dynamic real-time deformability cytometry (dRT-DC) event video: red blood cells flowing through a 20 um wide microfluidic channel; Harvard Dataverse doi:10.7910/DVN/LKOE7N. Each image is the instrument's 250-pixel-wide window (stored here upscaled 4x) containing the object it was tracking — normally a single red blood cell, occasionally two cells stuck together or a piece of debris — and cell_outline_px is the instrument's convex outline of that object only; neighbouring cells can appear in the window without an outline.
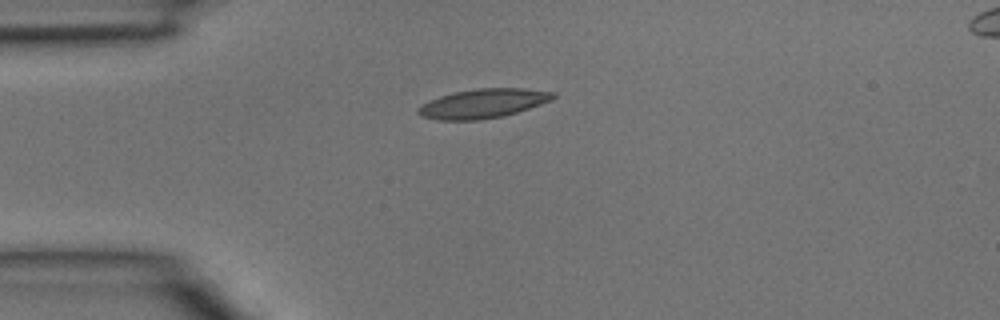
{"species": "common noctule bat (a hibernating species)", "species_latin": "Nyctalus noctula", "temperature_condition": "room temperature", "stored_images_in_passage": 2, "camera_frame_rate_fps": 3000, "um_per_image_px": 0.085, "animal": {"sex": "male", "body_mass_g": 15.6}, "frame": {"image": 1, "passage_image": 1, "time_ms": 0.0, "image_size_px": [1000, 320], "cell_outline_px": [[556, 96], [552, 100], [504, 116], [476, 120], [436, 120], [420, 116], [416, 112], [424, 104], [440, 96], [452, 92], [476, 88], [524, 88], [556, 92]], "centroid_in_image_um": [41.08, 8.79], "position_along_channel_um": 43.9, "area_um2": 22.89}}